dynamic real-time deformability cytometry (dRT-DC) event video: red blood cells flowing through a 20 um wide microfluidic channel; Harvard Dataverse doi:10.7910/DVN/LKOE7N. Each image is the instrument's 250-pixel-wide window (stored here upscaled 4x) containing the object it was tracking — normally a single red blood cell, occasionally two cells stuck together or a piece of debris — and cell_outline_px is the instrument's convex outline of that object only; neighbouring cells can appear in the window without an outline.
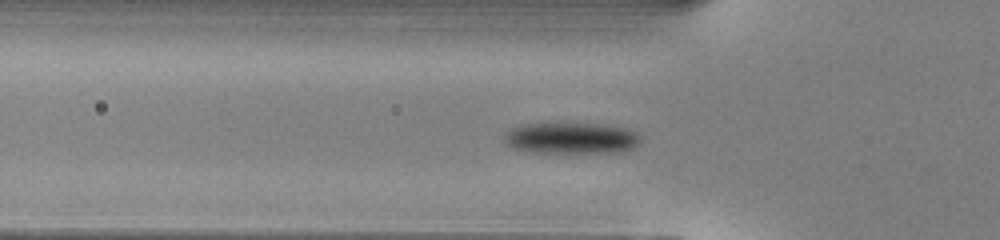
{"species": "common noctule bat (a hibernating species)", "species_latin": "Nyctalus noctula", "temperature_condition": "warm", "stored_images_in_passage": 27, "camera_frame_rate_fps": 3000, "um_per_image_px": 0.085, "animal": {"sex": "male", "body_mass_g": 13.0, "forearm_length_mm": 53.1}, "frame": {"image": 1, "passage_image": 2, "time_ms": 0.333, "image_size_px": [1000, 240], "cell_outline_px": [[640, 144], [632, 148], [620, 152], [532, 152], [516, 148], [508, 144], [504, 140], [504, 136], [512, 128], [520, 124], [604, 124], [628, 128], [636, 132], [640, 136]], "centroid_in_image_um": [48.62, 11.73], "position_along_channel_um": 77.2, "area_um2": 24.57}}
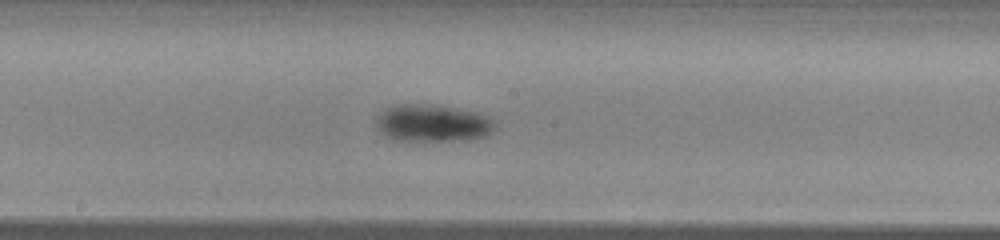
{"frame": {"image": 2, "passage_image": 12, "time_ms": 3.667, "image_size_px": [1000, 240], "cell_outline_px": [[496, 128], [492, 132], [484, 136], [468, 140], [420, 144], [396, 140], [388, 136], [376, 124], [376, 116], [384, 108], [392, 104], [440, 104], [472, 112], [496, 120]], "centroid_in_image_um": [36.76, 10.5], "position_along_channel_um": 211.4, "area_um2": 26.82}}
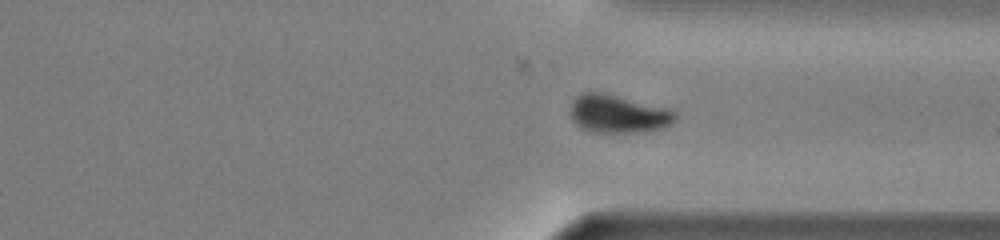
{"frame": {"image": 3, "passage_image": 23, "time_ms": 7.333, "image_size_px": [1000, 240], "cell_outline_px": [[676, 116], [664, 128], [644, 132], [592, 132], [576, 124], [572, 120], [572, 100], [576, 96], [584, 92], [600, 92], [668, 108]], "centroid_in_image_um": [52.51, 9.68], "position_along_channel_um": 358.9, "area_um2": 22.77}}